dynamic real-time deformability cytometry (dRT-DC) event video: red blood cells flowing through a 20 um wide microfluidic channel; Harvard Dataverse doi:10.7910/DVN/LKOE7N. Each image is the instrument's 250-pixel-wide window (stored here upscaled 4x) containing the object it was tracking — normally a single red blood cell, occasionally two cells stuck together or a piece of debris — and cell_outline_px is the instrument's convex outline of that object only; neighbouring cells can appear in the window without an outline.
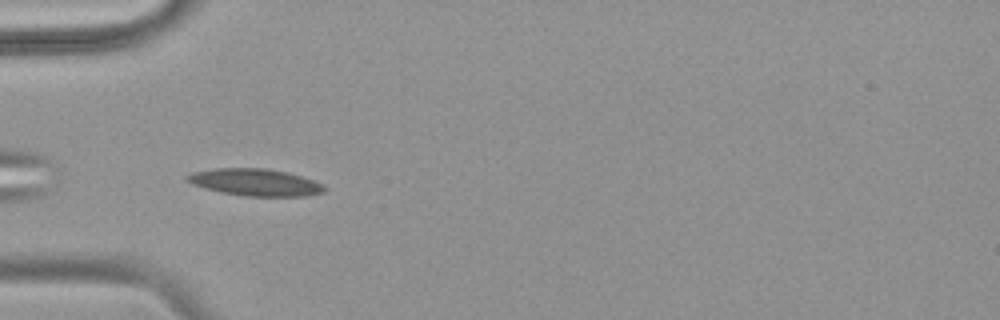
{"species": "common noctule bat (a hibernating species)", "species_latin": "Nyctalus noctula", "temperature_condition": "warm", "stored_images_in_passage": 40, "camera_frame_rate_fps": 3000, "um_per_image_px": 0.085, "animal": {"sex": "female", "body_mass_g": 18.4}, "frame": {"image": 1, "passage_image": 3, "time_ms": 0.667, "image_size_px": [1000, 320], "cell_outline_px": [[328, 188], [324, 192], [304, 196], [244, 196], [220, 192], [192, 184], [184, 180], [184, 176], [192, 172], [216, 168], [268, 168], [288, 172], [324, 184]], "centroid_in_image_um": [21.68, 15.49], "position_along_channel_um": 63.3, "area_um2": 21.79}}
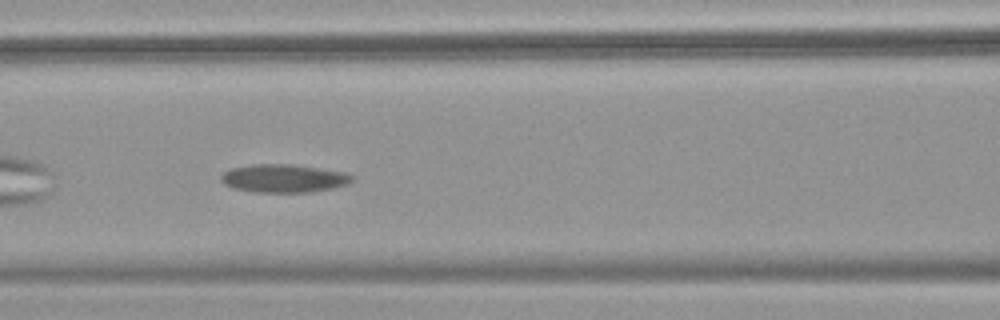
{"frame": {"image": 2, "passage_image": 10, "time_ms": 3.0, "image_size_px": [1000, 320], "cell_outline_px": [[352, 180], [348, 184], [332, 188], [308, 192], [256, 192], [236, 188], [224, 184], [220, 180], [220, 176], [224, 172], [232, 168], [252, 164], [292, 164], [348, 172], [352, 176]], "centroid_in_image_um": [24.13, 15.15], "position_along_channel_um": 142.5, "area_um2": 21.44}}
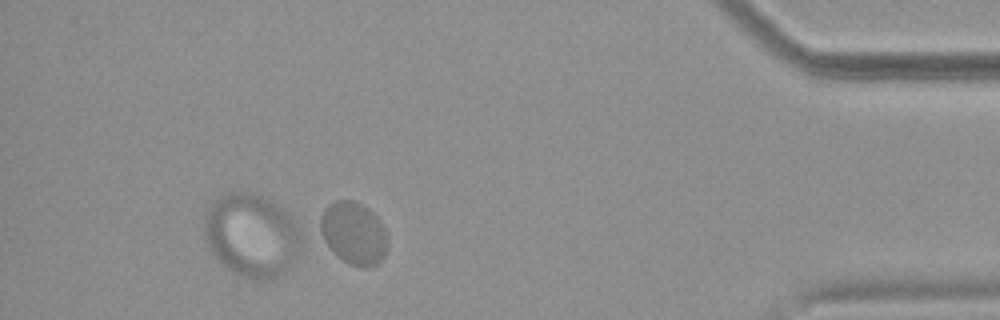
{"frame": {"image": 3, "passage_image": 36, "time_ms": 11.667, "image_size_px": [1000, 320], "cell_outline_px": [[388, 244], [384, 256], [376, 264], [368, 268], [364, 268], [348, 264], [324, 240], [320, 228], [320, 216], [324, 208], [328, 204], [336, 200], [352, 200], [368, 208], [380, 220], [388, 236]], "centroid_in_image_um": [30.09, 19.8], "position_along_channel_um": 405.1, "area_um2": 24.39}, "authors_computed_cell_mechanics": {"area_um2": 21.5016, "velocity_mm_per_s": 3.5321, "shape_relaxation_time_tau1_ms": 3.1945, "shape_relaxation_time_tau2_ms": null, "deformation_change_tau1": 0.09, "deformation_change_tau2": null}}